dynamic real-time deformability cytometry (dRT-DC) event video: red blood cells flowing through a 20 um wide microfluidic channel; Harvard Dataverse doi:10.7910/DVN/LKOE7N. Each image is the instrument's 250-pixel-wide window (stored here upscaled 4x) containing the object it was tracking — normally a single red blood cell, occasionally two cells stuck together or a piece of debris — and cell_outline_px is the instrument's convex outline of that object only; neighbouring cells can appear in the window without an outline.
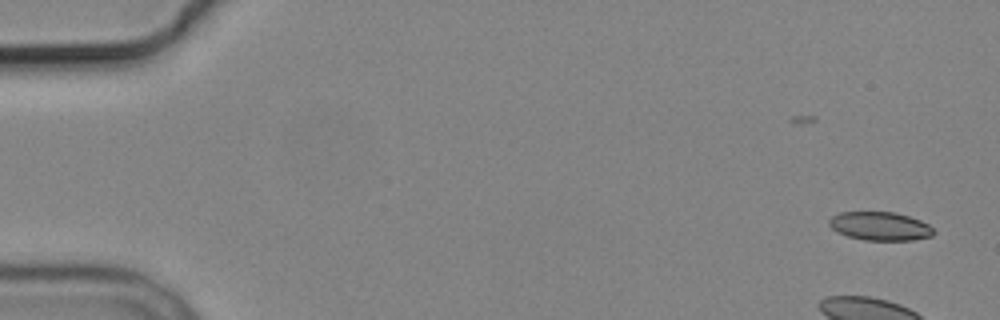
{"species": "common noctule bat (a hibernating species)", "species_latin": "Nyctalus noctula", "temperature_condition": "cold", "stored_images_in_passage": 11, "camera_frame_rate_fps": 3000, "um_per_image_px": 0.085, "animal": {"sex": "male", "body_mass_g": 19.2, "forearm_length_mm": 51.8}, "frame": {"image": 1, "passage_image": 1, "time_ms": 0.0, "image_size_px": [1000, 320], "cell_outline_px": [[936, 232], [932, 236], [912, 240], [864, 240], [848, 236], [836, 232], [828, 224], [828, 220], [832, 216], [840, 212], [896, 212], [920, 220], [928, 224]], "centroid_in_image_um": [74.79, 19.22], "position_along_channel_um": 10.2, "area_um2": 17.46}}
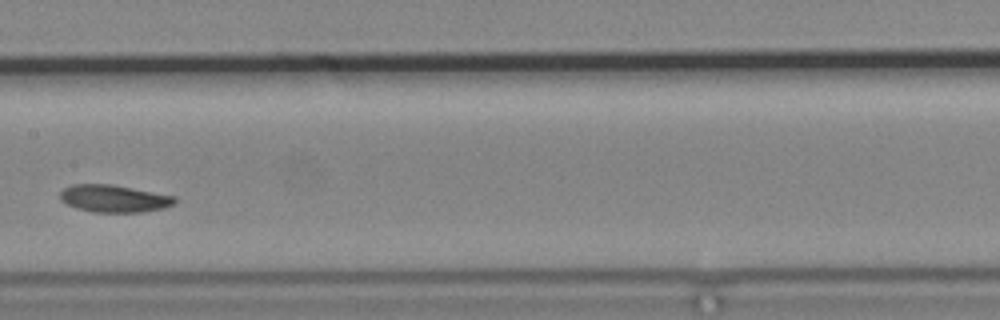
{"frame": {"image": 2, "passage_image": 8, "time_ms": 9.667, "image_size_px": [1000, 320], "cell_outline_px": [[176, 200], [172, 204], [164, 208], [140, 212], [92, 212], [76, 208], [60, 200], [60, 192], [64, 188], [72, 184], [108, 184], [132, 188], [176, 196]], "centroid_in_image_um": [9.66, 16.88], "position_along_channel_um": 197.7, "area_um2": 18.15}}
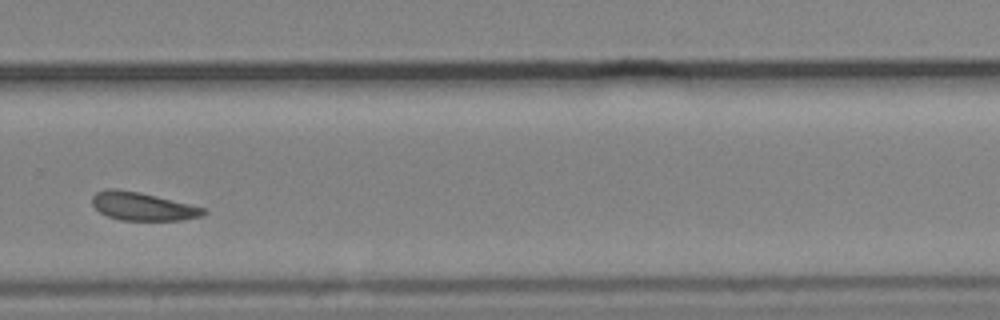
{"frame": {"image": 3, "passage_image": 11, "time_ms": 13.0, "image_size_px": [1000, 320], "cell_outline_px": [[208, 212], [200, 216], [184, 220], [120, 220], [108, 216], [100, 212], [92, 204], [92, 196], [96, 192], [108, 188], [116, 188], [140, 192], [204, 208]], "centroid_in_image_um": [12.09, 17.54], "position_along_channel_um": 317.7, "area_um2": 18.15}}